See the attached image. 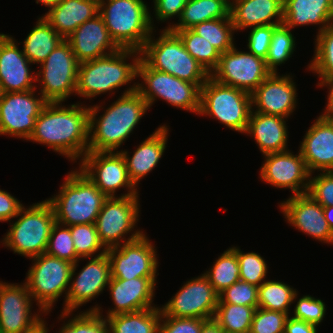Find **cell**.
<instances>
[{"instance_id": "obj_1", "label": "cell", "mask_w": 333, "mask_h": 333, "mask_svg": "<svg viewBox=\"0 0 333 333\" xmlns=\"http://www.w3.org/2000/svg\"><path fill=\"white\" fill-rule=\"evenodd\" d=\"M88 127L89 107L78 103L68 107L62 106V102L46 103L28 141L44 144L71 161L82 160L88 152Z\"/></svg>"}, {"instance_id": "obj_2", "label": "cell", "mask_w": 333, "mask_h": 333, "mask_svg": "<svg viewBox=\"0 0 333 333\" xmlns=\"http://www.w3.org/2000/svg\"><path fill=\"white\" fill-rule=\"evenodd\" d=\"M137 83L109 106L98 119L101 106H89L88 151H115L129 137L149 108L136 91Z\"/></svg>"}, {"instance_id": "obj_3", "label": "cell", "mask_w": 333, "mask_h": 333, "mask_svg": "<svg viewBox=\"0 0 333 333\" xmlns=\"http://www.w3.org/2000/svg\"><path fill=\"white\" fill-rule=\"evenodd\" d=\"M130 57L133 62L127 63L126 58ZM140 59L139 50L120 48L112 54L79 63L76 94L90 99L131 83L137 77Z\"/></svg>"}, {"instance_id": "obj_4", "label": "cell", "mask_w": 333, "mask_h": 333, "mask_svg": "<svg viewBox=\"0 0 333 333\" xmlns=\"http://www.w3.org/2000/svg\"><path fill=\"white\" fill-rule=\"evenodd\" d=\"M67 175L60 192L46 199L56 222L65 226L95 223L108 197L80 169Z\"/></svg>"}, {"instance_id": "obj_5", "label": "cell", "mask_w": 333, "mask_h": 333, "mask_svg": "<svg viewBox=\"0 0 333 333\" xmlns=\"http://www.w3.org/2000/svg\"><path fill=\"white\" fill-rule=\"evenodd\" d=\"M99 15L119 48L140 51L155 30L143 0H99Z\"/></svg>"}, {"instance_id": "obj_6", "label": "cell", "mask_w": 333, "mask_h": 333, "mask_svg": "<svg viewBox=\"0 0 333 333\" xmlns=\"http://www.w3.org/2000/svg\"><path fill=\"white\" fill-rule=\"evenodd\" d=\"M152 36L140 50L141 59L152 69L197 84L201 88L210 74L187 52L179 36L167 28L162 30L156 40Z\"/></svg>"}, {"instance_id": "obj_7", "label": "cell", "mask_w": 333, "mask_h": 333, "mask_svg": "<svg viewBox=\"0 0 333 333\" xmlns=\"http://www.w3.org/2000/svg\"><path fill=\"white\" fill-rule=\"evenodd\" d=\"M17 221L11 224L3 238V245L14 253L33 258L44 254L48 246L49 236L56 223L51 204L45 200L32 204L28 209L23 206Z\"/></svg>"}, {"instance_id": "obj_8", "label": "cell", "mask_w": 333, "mask_h": 333, "mask_svg": "<svg viewBox=\"0 0 333 333\" xmlns=\"http://www.w3.org/2000/svg\"><path fill=\"white\" fill-rule=\"evenodd\" d=\"M252 108L250 93L219 83L211 76L201 87L198 114L213 116L231 130L245 133Z\"/></svg>"}, {"instance_id": "obj_9", "label": "cell", "mask_w": 333, "mask_h": 333, "mask_svg": "<svg viewBox=\"0 0 333 333\" xmlns=\"http://www.w3.org/2000/svg\"><path fill=\"white\" fill-rule=\"evenodd\" d=\"M137 77H141L144 84L137 83L136 91L146 100L149 108L158 97L174 107L199 113L201 88L197 84L152 69L142 59L137 67Z\"/></svg>"}, {"instance_id": "obj_10", "label": "cell", "mask_w": 333, "mask_h": 333, "mask_svg": "<svg viewBox=\"0 0 333 333\" xmlns=\"http://www.w3.org/2000/svg\"><path fill=\"white\" fill-rule=\"evenodd\" d=\"M31 259L34 263L25 283L31 298L37 301L39 312L48 314L58 298L64 292L67 295L73 264L46 253Z\"/></svg>"}, {"instance_id": "obj_11", "label": "cell", "mask_w": 333, "mask_h": 333, "mask_svg": "<svg viewBox=\"0 0 333 333\" xmlns=\"http://www.w3.org/2000/svg\"><path fill=\"white\" fill-rule=\"evenodd\" d=\"M40 65L36 81L42 85L39 94L47 103H60L71 94L76 95L79 62L65 39Z\"/></svg>"}, {"instance_id": "obj_12", "label": "cell", "mask_w": 333, "mask_h": 333, "mask_svg": "<svg viewBox=\"0 0 333 333\" xmlns=\"http://www.w3.org/2000/svg\"><path fill=\"white\" fill-rule=\"evenodd\" d=\"M138 195L108 197L97 216L95 225L104 248L117 247L138 239L142 230H136L126 240L127 235L139 220ZM121 242V243H120Z\"/></svg>"}, {"instance_id": "obj_13", "label": "cell", "mask_w": 333, "mask_h": 333, "mask_svg": "<svg viewBox=\"0 0 333 333\" xmlns=\"http://www.w3.org/2000/svg\"><path fill=\"white\" fill-rule=\"evenodd\" d=\"M80 161L79 169L107 197H115L116 190L121 187L128 190L121 196L139 195L129 179L125 160L119 151H88Z\"/></svg>"}, {"instance_id": "obj_14", "label": "cell", "mask_w": 333, "mask_h": 333, "mask_svg": "<svg viewBox=\"0 0 333 333\" xmlns=\"http://www.w3.org/2000/svg\"><path fill=\"white\" fill-rule=\"evenodd\" d=\"M271 72L265 60L251 52L238 51L234 46L220 56L210 76L217 82L252 93Z\"/></svg>"}, {"instance_id": "obj_15", "label": "cell", "mask_w": 333, "mask_h": 333, "mask_svg": "<svg viewBox=\"0 0 333 333\" xmlns=\"http://www.w3.org/2000/svg\"><path fill=\"white\" fill-rule=\"evenodd\" d=\"M36 89L24 92H5L0 99V135L28 140L35 128V121L47 103Z\"/></svg>"}, {"instance_id": "obj_16", "label": "cell", "mask_w": 333, "mask_h": 333, "mask_svg": "<svg viewBox=\"0 0 333 333\" xmlns=\"http://www.w3.org/2000/svg\"><path fill=\"white\" fill-rule=\"evenodd\" d=\"M111 278L157 277V252L143 233L138 239L107 249Z\"/></svg>"}, {"instance_id": "obj_17", "label": "cell", "mask_w": 333, "mask_h": 333, "mask_svg": "<svg viewBox=\"0 0 333 333\" xmlns=\"http://www.w3.org/2000/svg\"><path fill=\"white\" fill-rule=\"evenodd\" d=\"M218 301L219 294L202 274L187 281L160 309L166 316L210 320L214 317Z\"/></svg>"}, {"instance_id": "obj_18", "label": "cell", "mask_w": 333, "mask_h": 333, "mask_svg": "<svg viewBox=\"0 0 333 333\" xmlns=\"http://www.w3.org/2000/svg\"><path fill=\"white\" fill-rule=\"evenodd\" d=\"M77 263L73 264L72 267L71 280L67 295L64 296L65 305L60 318H66L76 308L93 300L109 285L111 271L107 253L100 256L95 255L94 258L91 257L73 280L78 266Z\"/></svg>"}, {"instance_id": "obj_19", "label": "cell", "mask_w": 333, "mask_h": 333, "mask_svg": "<svg viewBox=\"0 0 333 333\" xmlns=\"http://www.w3.org/2000/svg\"><path fill=\"white\" fill-rule=\"evenodd\" d=\"M33 299L26 283L0 281V333H31L42 324V314H32Z\"/></svg>"}, {"instance_id": "obj_20", "label": "cell", "mask_w": 333, "mask_h": 333, "mask_svg": "<svg viewBox=\"0 0 333 333\" xmlns=\"http://www.w3.org/2000/svg\"><path fill=\"white\" fill-rule=\"evenodd\" d=\"M265 162L260 169V179L276 188H289L293 195L306 194L310 173L300 151L293 155L289 149L264 155Z\"/></svg>"}, {"instance_id": "obj_21", "label": "cell", "mask_w": 333, "mask_h": 333, "mask_svg": "<svg viewBox=\"0 0 333 333\" xmlns=\"http://www.w3.org/2000/svg\"><path fill=\"white\" fill-rule=\"evenodd\" d=\"M287 222L315 239L333 244V232L324 216L323 206L307 193L293 195L280 203Z\"/></svg>"}, {"instance_id": "obj_22", "label": "cell", "mask_w": 333, "mask_h": 333, "mask_svg": "<svg viewBox=\"0 0 333 333\" xmlns=\"http://www.w3.org/2000/svg\"><path fill=\"white\" fill-rule=\"evenodd\" d=\"M292 76L271 73L252 93V112L288 118L295 110L297 93Z\"/></svg>"}, {"instance_id": "obj_23", "label": "cell", "mask_w": 333, "mask_h": 333, "mask_svg": "<svg viewBox=\"0 0 333 333\" xmlns=\"http://www.w3.org/2000/svg\"><path fill=\"white\" fill-rule=\"evenodd\" d=\"M32 63L24 55L13 37L6 35L0 41V87L2 93L24 92L36 88L37 82L29 65Z\"/></svg>"}, {"instance_id": "obj_24", "label": "cell", "mask_w": 333, "mask_h": 333, "mask_svg": "<svg viewBox=\"0 0 333 333\" xmlns=\"http://www.w3.org/2000/svg\"><path fill=\"white\" fill-rule=\"evenodd\" d=\"M157 277H138L130 280L110 278L109 291L114 308L109 309L107 317L115 314L136 312L152 306Z\"/></svg>"}, {"instance_id": "obj_25", "label": "cell", "mask_w": 333, "mask_h": 333, "mask_svg": "<svg viewBox=\"0 0 333 333\" xmlns=\"http://www.w3.org/2000/svg\"><path fill=\"white\" fill-rule=\"evenodd\" d=\"M65 40L72 47L79 63L112 54L120 49L111 39L99 14L81 24Z\"/></svg>"}, {"instance_id": "obj_26", "label": "cell", "mask_w": 333, "mask_h": 333, "mask_svg": "<svg viewBox=\"0 0 333 333\" xmlns=\"http://www.w3.org/2000/svg\"><path fill=\"white\" fill-rule=\"evenodd\" d=\"M302 140L299 151L310 175L315 170L333 171V128L321 115Z\"/></svg>"}, {"instance_id": "obj_27", "label": "cell", "mask_w": 333, "mask_h": 333, "mask_svg": "<svg viewBox=\"0 0 333 333\" xmlns=\"http://www.w3.org/2000/svg\"><path fill=\"white\" fill-rule=\"evenodd\" d=\"M230 17L235 31L280 25L283 23V0H232Z\"/></svg>"}, {"instance_id": "obj_28", "label": "cell", "mask_w": 333, "mask_h": 333, "mask_svg": "<svg viewBox=\"0 0 333 333\" xmlns=\"http://www.w3.org/2000/svg\"><path fill=\"white\" fill-rule=\"evenodd\" d=\"M43 18L64 39L99 14V0H56Z\"/></svg>"}, {"instance_id": "obj_29", "label": "cell", "mask_w": 333, "mask_h": 333, "mask_svg": "<svg viewBox=\"0 0 333 333\" xmlns=\"http://www.w3.org/2000/svg\"><path fill=\"white\" fill-rule=\"evenodd\" d=\"M168 131L166 125L160 126L137 147L132 157H129L128 151H119L125 160L129 179L135 187L157 166L165 152Z\"/></svg>"}, {"instance_id": "obj_30", "label": "cell", "mask_w": 333, "mask_h": 333, "mask_svg": "<svg viewBox=\"0 0 333 333\" xmlns=\"http://www.w3.org/2000/svg\"><path fill=\"white\" fill-rule=\"evenodd\" d=\"M285 119L277 115L251 112L245 134L253 135L263 155L286 151L288 130Z\"/></svg>"}, {"instance_id": "obj_31", "label": "cell", "mask_w": 333, "mask_h": 333, "mask_svg": "<svg viewBox=\"0 0 333 333\" xmlns=\"http://www.w3.org/2000/svg\"><path fill=\"white\" fill-rule=\"evenodd\" d=\"M283 23L290 29L319 24L320 33L333 23V0H283Z\"/></svg>"}, {"instance_id": "obj_32", "label": "cell", "mask_w": 333, "mask_h": 333, "mask_svg": "<svg viewBox=\"0 0 333 333\" xmlns=\"http://www.w3.org/2000/svg\"><path fill=\"white\" fill-rule=\"evenodd\" d=\"M230 0H189L178 23L168 25L171 31L191 29L196 24L230 16Z\"/></svg>"}, {"instance_id": "obj_33", "label": "cell", "mask_w": 333, "mask_h": 333, "mask_svg": "<svg viewBox=\"0 0 333 333\" xmlns=\"http://www.w3.org/2000/svg\"><path fill=\"white\" fill-rule=\"evenodd\" d=\"M63 40L41 16L24 40L22 51L32 64H41Z\"/></svg>"}, {"instance_id": "obj_34", "label": "cell", "mask_w": 333, "mask_h": 333, "mask_svg": "<svg viewBox=\"0 0 333 333\" xmlns=\"http://www.w3.org/2000/svg\"><path fill=\"white\" fill-rule=\"evenodd\" d=\"M106 319L109 333H159L161 309L156 306L136 312L115 314Z\"/></svg>"}, {"instance_id": "obj_35", "label": "cell", "mask_w": 333, "mask_h": 333, "mask_svg": "<svg viewBox=\"0 0 333 333\" xmlns=\"http://www.w3.org/2000/svg\"><path fill=\"white\" fill-rule=\"evenodd\" d=\"M296 289L280 281H264L258 287V307L289 313V307L297 299Z\"/></svg>"}, {"instance_id": "obj_36", "label": "cell", "mask_w": 333, "mask_h": 333, "mask_svg": "<svg viewBox=\"0 0 333 333\" xmlns=\"http://www.w3.org/2000/svg\"><path fill=\"white\" fill-rule=\"evenodd\" d=\"M255 307L218 303L214 321L225 333H249Z\"/></svg>"}, {"instance_id": "obj_37", "label": "cell", "mask_w": 333, "mask_h": 333, "mask_svg": "<svg viewBox=\"0 0 333 333\" xmlns=\"http://www.w3.org/2000/svg\"><path fill=\"white\" fill-rule=\"evenodd\" d=\"M175 32L181 39L187 52L211 74L218 66L221 53L205 38L199 36L192 29Z\"/></svg>"}, {"instance_id": "obj_38", "label": "cell", "mask_w": 333, "mask_h": 333, "mask_svg": "<svg viewBox=\"0 0 333 333\" xmlns=\"http://www.w3.org/2000/svg\"><path fill=\"white\" fill-rule=\"evenodd\" d=\"M212 44L221 54L234 47V25L230 16L205 21L191 28Z\"/></svg>"}, {"instance_id": "obj_39", "label": "cell", "mask_w": 333, "mask_h": 333, "mask_svg": "<svg viewBox=\"0 0 333 333\" xmlns=\"http://www.w3.org/2000/svg\"><path fill=\"white\" fill-rule=\"evenodd\" d=\"M215 291L220 294L240 280L239 263L236 252L229 248L218 257L211 269L204 272Z\"/></svg>"}, {"instance_id": "obj_40", "label": "cell", "mask_w": 333, "mask_h": 333, "mask_svg": "<svg viewBox=\"0 0 333 333\" xmlns=\"http://www.w3.org/2000/svg\"><path fill=\"white\" fill-rule=\"evenodd\" d=\"M315 40L314 57L308 68L320 80H333V23L318 33Z\"/></svg>"}, {"instance_id": "obj_41", "label": "cell", "mask_w": 333, "mask_h": 333, "mask_svg": "<svg viewBox=\"0 0 333 333\" xmlns=\"http://www.w3.org/2000/svg\"><path fill=\"white\" fill-rule=\"evenodd\" d=\"M294 38L291 29L284 23L274 29L268 56L265 59L266 67L271 73H277V66L285 63L292 57L295 51L294 48H296Z\"/></svg>"}, {"instance_id": "obj_42", "label": "cell", "mask_w": 333, "mask_h": 333, "mask_svg": "<svg viewBox=\"0 0 333 333\" xmlns=\"http://www.w3.org/2000/svg\"><path fill=\"white\" fill-rule=\"evenodd\" d=\"M69 228L77 256L80 259L91 258L98 251L97 256L107 252L99 239L95 223L71 225ZM101 248L102 251H100Z\"/></svg>"}, {"instance_id": "obj_43", "label": "cell", "mask_w": 333, "mask_h": 333, "mask_svg": "<svg viewBox=\"0 0 333 333\" xmlns=\"http://www.w3.org/2000/svg\"><path fill=\"white\" fill-rule=\"evenodd\" d=\"M97 306L69 319L59 333H109L108 321Z\"/></svg>"}, {"instance_id": "obj_44", "label": "cell", "mask_w": 333, "mask_h": 333, "mask_svg": "<svg viewBox=\"0 0 333 333\" xmlns=\"http://www.w3.org/2000/svg\"><path fill=\"white\" fill-rule=\"evenodd\" d=\"M45 253L72 264L81 260L77 256L69 226L57 222L52 227Z\"/></svg>"}, {"instance_id": "obj_45", "label": "cell", "mask_w": 333, "mask_h": 333, "mask_svg": "<svg viewBox=\"0 0 333 333\" xmlns=\"http://www.w3.org/2000/svg\"><path fill=\"white\" fill-rule=\"evenodd\" d=\"M231 248L237 254L240 280L259 287L268 271L264 258L255 252L243 253L238 247Z\"/></svg>"}, {"instance_id": "obj_46", "label": "cell", "mask_w": 333, "mask_h": 333, "mask_svg": "<svg viewBox=\"0 0 333 333\" xmlns=\"http://www.w3.org/2000/svg\"><path fill=\"white\" fill-rule=\"evenodd\" d=\"M287 313L256 308L249 333H284Z\"/></svg>"}, {"instance_id": "obj_47", "label": "cell", "mask_w": 333, "mask_h": 333, "mask_svg": "<svg viewBox=\"0 0 333 333\" xmlns=\"http://www.w3.org/2000/svg\"><path fill=\"white\" fill-rule=\"evenodd\" d=\"M218 303H230L258 308V287L238 280L219 294Z\"/></svg>"}, {"instance_id": "obj_48", "label": "cell", "mask_w": 333, "mask_h": 333, "mask_svg": "<svg viewBox=\"0 0 333 333\" xmlns=\"http://www.w3.org/2000/svg\"><path fill=\"white\" fill-rule=\"evenodd\" d=\"M307 194L323 207L333 206V171L310 175Z\"/></svg>"}, {"instance_id": "obj_49", "label": "cell", "mask_w": 333, "mask_h": 333, "mask_svg": "<svg viewBox=\"0 0 333 333\" xmlns=\"http://www.w3.org/2000/svg\"><path fill=\"white\" fill-rule=\"evenodd\" d=\"M325 307L321 299L305 295L297 301L292 317L318 326L325 316Z\"/></svg>"}, {"instance_id": "obj_50", "label": "cell", "mask_w": 333, "mask_h": 333, "mask_svg": "<svg viewBox=\"0 0 333 333\" xmlns=\"http://www.w3.org/2000/svg\"><path fill=\"white\" fill-rule=\"evenodd\" d=\"M206 321L198 318L166 316L161 312L159 333H200Z\"/></svg>"}, {"instance_id": "obj_51", "label": "cell", "mask_w": 333, "mask_h": 333, "mask_svg": "<svg viewBox=\"0 0 333 333\" xmlns=\"http://www.w3.org/2000/svg\"><path fill=\"white\" fill-rule=\"evenodd\" d=\"M277 26L278 25H266L252 27L247 42L249 52L265 60L268 56L274 29Z\"/></svg>"}, {"instance_id": "obj_52", "label": "cell", "mask_w": 333, "mask_h": 333, "mask_svg": "<svg viewBox=\"0 0 333 333\" xmlns=\"http://www.w3.org/2000/svg\"><path fill=\"white\" fill-rule=\"evenodd\" d=\"M189 0H153L156 20L165 22L173 17L180 18L184 6Z\"/></svg>"}, {"instance_id": "obj_53", "label": "cell", "mask_w": 333, "mask_h": 333, "mask_svg": "<svg viewBox=\"0 0 333 333\" xmlns=\"http://www.w3.org/2000/svg\"><path fill=\"white\" fill-rule=\"evenodd\" d=\"M23 205L17 198L0 189V222L15 218Z\"/></svg>"}, {"instance_id": "obj_54", "label": "cell", "mask_w": 333, "mask_h": 333, "mask_svg": "<svg viewBox=\"0 0 333 333\" xmlns=\"http://www.w3.org/2000/svg\"><path fill=\"white\" fill-rule=\"evenodd\" d=\"M284 333H317V325L288 316Z\"/></svg>"}, {"instance_id": "obj_55", "label": "cell", "mask_w": 333, "mask_h": 333, "mask_svg": "<svg viewBox=\"0 0 333 333\" xmlns=\"http://www.w3.org/2000/svg\"><path fill=\"white\" fill-rule=\"evenodd\" d=\"M200 333H223V330L214 319H210L202 325Z\"/></svg>"}, {"instance_id": "obj_56", "label": "cell", "mask_w": 333, "mask_h": 333, "mask_svg": "<svg viewBox=\"0 0 333 333\" xmlns=\"http://www.w3.org/2000/svg\"><path fill=\"white\" fill-rule=\"evenodd\" d=\"M320 83H318L317 86H328L329 93H328V99H327V106L325 108H333V80H319Z\"/></svg>"}, {"instance_id": "obj_57", "label": "cell", "mask_w": 333, "mask_h": 333, "mask_svg": "<svg viewBox=\"0 0 333 333\" xmlns=\"http://www.w3.org/2000/svg\"><path fill=\"white\" fill-rule=\"evenodd\" d=\"M325 219L333 232V206L323 207Z\"/></svg>"}, {"instance_id": "obj_58", "label": "cell", "mask_w": 333, "mask_h": 333, "mask_svg": "<svg viewBox=\"0 0 333 333\" xmlns=\"http://www.w3.org/2000/svg\"><path fill=\"white\" fill-rule=\"evenodd\" d=\"M333 128V108H325L324 114L321 115Z\"/></svg>"}, {"instance_id": "obj_59", "label": "cell", "mask_w": 333, "mask_h": 333, "mask_svg": "<svg viewBox=\"0 0 333 333\" xmlns=\"http://www.w3.org/2000/svg\"><path fill=\"white\" fill-rule=\"evenodd\" d=\"M48 332H49L48 328H47L46 323L43 319L42 324L39 327H37L34 331H32L31 333H48Z\"/></svg>"}, {"instance_id": "obj_60", "label": "cell", "mask_w": 333, "mask_h": 333, "mask_svg": "<svg viewBox=\"0 0 333 333\" xmlns=\"http://www.w3.org/2000/svg\"><path fill=\"white\" fill-rule=\"evenodd\" d=\"M56 2V0H36V3H42L43 5L49 7L52 4H54Z\"/></svg>"}, {"instance_id": "obj_61", "label": "cell", "mask_w": 333, "mask_h": 333, "mask_svg": "<svg viewBox=\"0 0 333 333\" xmlns=\"http://www.w3.org/2000/svg\"><path fill=\"white\" fill-rule=\"evenodd\" d=\"M7 34H0V41L6 36Z\"/></svg>"}, {"instance_id": "obj_62", "label": "cell", "mask_w": 333, "mask_h": 333, "mask_svg": "<svg viewBox=\"0 0 333 333\" xmlns=\"http://www.w3.org/2000/svg\"><path fill=\"white\" fill-rule=\"evenodd\" d=\"M1 96H2V90H1V87H0V99H1Z\"/></svg>"}]
</instances>
